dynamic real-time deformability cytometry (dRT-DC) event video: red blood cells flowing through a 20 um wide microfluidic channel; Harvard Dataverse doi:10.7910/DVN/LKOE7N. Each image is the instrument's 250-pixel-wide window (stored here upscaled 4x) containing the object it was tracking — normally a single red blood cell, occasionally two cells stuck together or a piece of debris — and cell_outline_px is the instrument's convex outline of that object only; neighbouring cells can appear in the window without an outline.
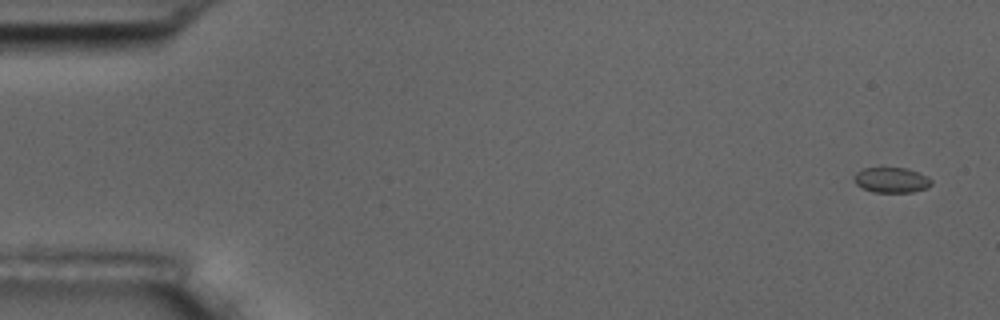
{"species": "common noctule bat (a hibernating species)", "species_latin": "Nyctalus noctula", "temperature_condition": "room temperature", "stored_images_in_passage": 11, "camera_frame_rate_fps": 3000, "um_per_image_px": 0.085, "animal": {"sex": "male", "body_mass_g": 17.5, "forearm_length_mm": 52.3}, "frame": {"image": 1, "passage_image": 1, "time_ms": 0.0, "image_size_px": [1000, 320], "cell_outline_px": [[932, 184], [924, 188], [912, 192], [872, 192], [856, 184], [852, 176], [856, 172], [864, 168], [904, 168], [928, 176], [932, 180]], "centroid_in_image_um": [75.74, 15.3], "position_along_channel_um": 9.3, "area_um2": 11.27}}
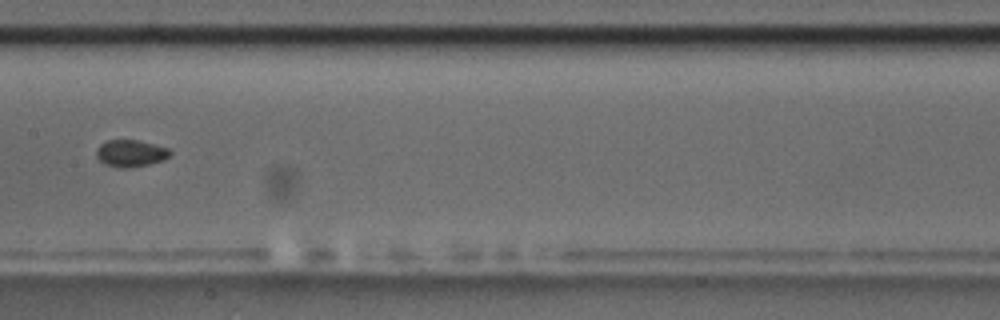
{"frame": {"image": 2, "passage_image": 8, "time_ms": 9.0, "image_size_px": [1000, 320], "cell_outline_px": [[172, 152], [164, 160], [148, 164], [128, 168], [116, 168], [104, 164], [96, 156], [96, 148], [100, 144], [108, 140], [136, 140], [168, 148]], "centroid_in_image_um": [11.07, 13.04], "position_along_channel_um": 196.3, "area_um2": 11.56}}
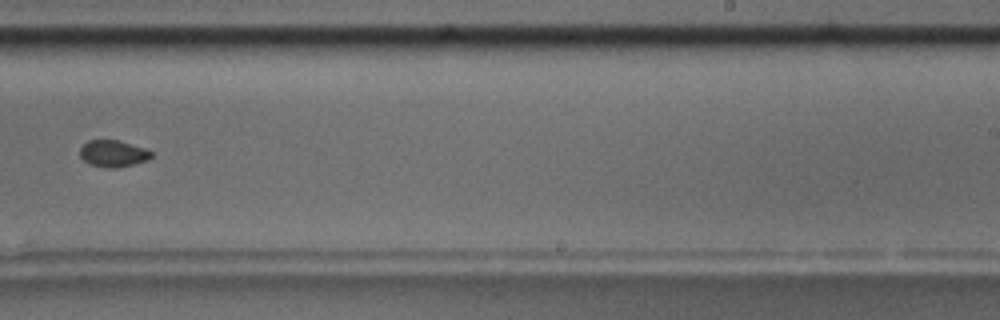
{"frame": {"image": 3, "passage_image": 10, "time_ms": 11.333, "image_size_px": [1000, 320], "cell_outline_px": [[152, 156], [148, 160], [116, 168], [108, 168], [88, 164], [80, 156], [80, 148], [88, 140], [120, 140], [144, 148], [152, 152]], "centroid_in_image_um": [9.61, 13.05], "position_along_channel_um": 279.4, "area_um2": 11.1}}